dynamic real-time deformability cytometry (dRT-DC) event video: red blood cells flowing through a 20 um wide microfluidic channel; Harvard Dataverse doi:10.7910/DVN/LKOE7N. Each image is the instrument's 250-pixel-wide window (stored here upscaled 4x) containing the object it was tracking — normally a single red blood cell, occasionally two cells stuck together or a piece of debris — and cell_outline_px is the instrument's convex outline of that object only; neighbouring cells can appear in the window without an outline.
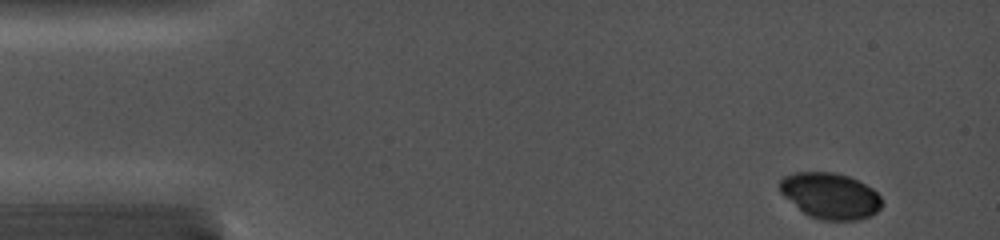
{"species": "common noctule bat (a hibernating species)", "species_latin": "Nyctalus noctula", "temperature_condition": "cold", "stored_images_in_passage": 15, "camera_frame_rate_fps": 5000, "um_per_image_px": 0.085, "animal": {"sex": "female", "body_mass_g": 19.0, "forearm_length_mm": 56.7}, "frame": {"image": 1, "passage_image": 1, "time_ms": 0.0, "image_size_px": [1000, 240], "cell_outline_px": [[884, 204], [872, 216], [860, 220], [820, 220], [808, 216], [784, 196], [780, 192], [780, 180], [784, 176], [792, 172], [832, 172], [848, 176], [872, 188], [880, 196]], "centroid_in_image_um": [70.58, 16.65], "position_along_channel_um": 14.4, "area_um2": 27.46}}
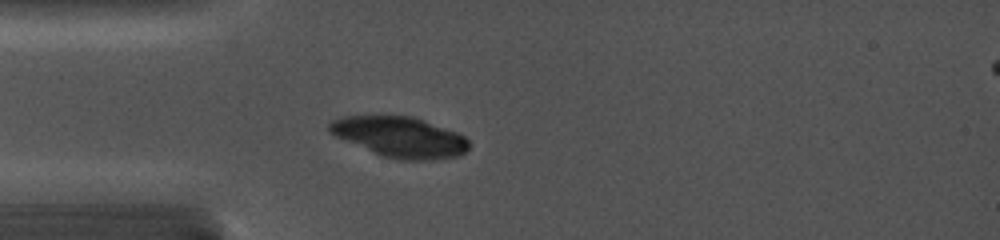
{"frame": {"image": 2, "passage_image": 11, "time_ms": 3.4, "image_size_px": [1000, 240], "cell_outline_px": [[468, 148], [460, 156], [436, 160], [396, 160], [384, 156], [344, 140], [328, 132], [328, 124], [332, 120], [340, 116], [412, 116], [424, 120], [456, 132], [464, 136], [468, 140]], "centroid_in_image_um": [33.99, 11.65], "position_along_channel_um": 51.0, "area_um2": 32.83}}